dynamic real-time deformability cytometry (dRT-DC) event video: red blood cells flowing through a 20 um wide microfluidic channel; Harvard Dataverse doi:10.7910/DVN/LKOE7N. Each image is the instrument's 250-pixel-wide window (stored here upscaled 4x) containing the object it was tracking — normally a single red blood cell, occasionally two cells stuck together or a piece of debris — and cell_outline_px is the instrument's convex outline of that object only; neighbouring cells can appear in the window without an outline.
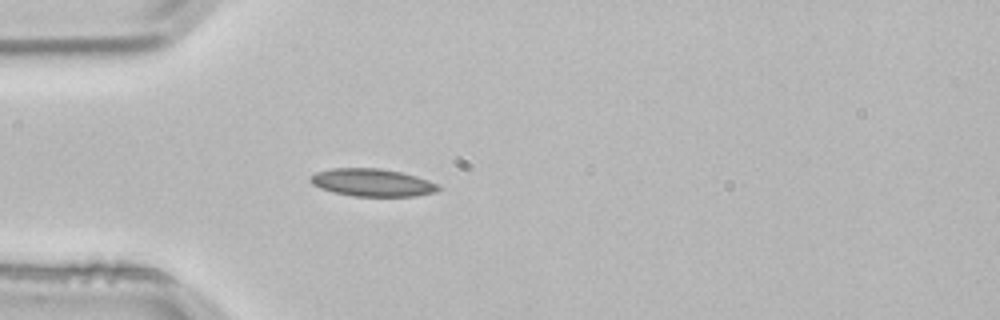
{"species": "common noctule bat (a hibernating species)", "species_latin": "Nyctalus noctula", "temperature_condition": "room temperature", "stored_images_in_passage": 2, "camera_frame_rate_fps": 3000, "um_per_image_px": 0.085, "animal": {"sex": "male", "body_mass_g": 21.5, "forearm_length_mm": 52.0}, "frame": {"image": 1, "passage_image": 2, "time_ms": 0.333, "image_size_px": [1000, 320], "cell_outline_px": [[444, 188], [436, 192], [416, 196], [356, 196], [336, 192], [320, 188], [312, 184], [312, 176], [316, 172], [332, 168], [380, 168], [400, 172], [416, 176], [428, 180]], "centroid_in_image_um": [31.7, 15.51], "position_along_channel_um": 53.3, "area_um2": 20.4}}